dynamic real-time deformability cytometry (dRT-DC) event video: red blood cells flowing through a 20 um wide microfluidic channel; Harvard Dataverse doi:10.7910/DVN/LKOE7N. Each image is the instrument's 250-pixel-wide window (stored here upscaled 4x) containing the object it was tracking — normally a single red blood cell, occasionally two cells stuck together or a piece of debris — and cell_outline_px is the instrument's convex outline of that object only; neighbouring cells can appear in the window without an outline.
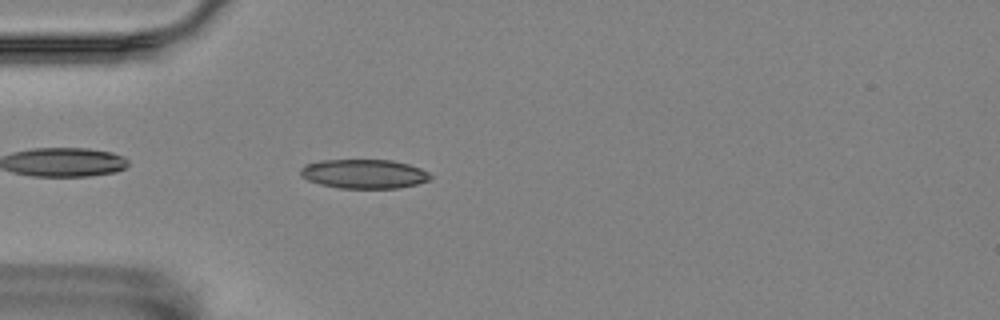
{"species": "Egyptian fruit bat (a non-hibernating species)", "species_latin": "Rousettus aegyptiacus", "temperature_condition": "room temperature", "stored_images_in_passage": 44, "camera_frame_rate_fps": 3000, "um_per_image_px": 0.085, "animal": {"sex": "female"}, "frame": {"image": 1, "passage_image": 4, "time_ms": 1.0, "image_size_px": [1000, 320], "cell_outline_px": [[432, 176], [428, 180], [416, 184], [396, 188], [340, 188], [320, 184], [308, 180], [300, 176], [300, 168], [304, 164], [320, 160], [392, 160], [408, 164], [420, 168], [428, 172]], "centroid_in_image_um": [30.9, 14.77], "position_along_channel_um": 54.1, "area_um2": 22.08}}
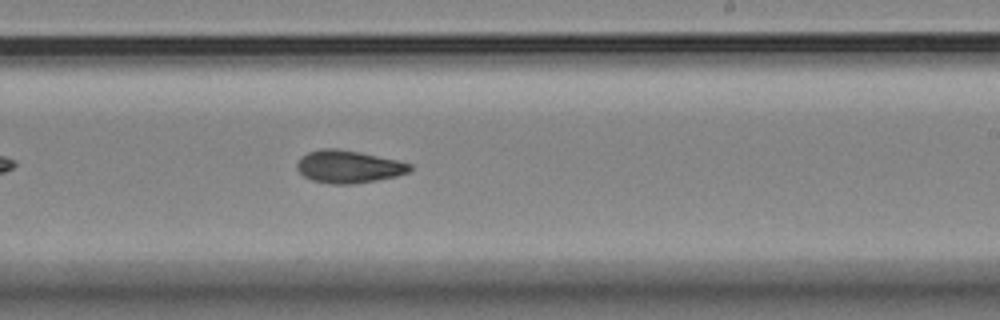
{"frame": {"image": 2, "passage_image": 22, "time_ms": 7.0, "image_size_px": [1000, 320], "cell_outline_px": [[412, 172], [396, 176], [376, 180], [352, 184], [328, 184], [312, 180], [304, 176], [296, 168], [296, 164], [300, 156], [308, 152], [320, 148], [336, 148], [360, 152], [396, 160], [412, 164]], "centroid_in_image_um": [29.61, 14.16], "position_along_channel_um": 259.4, "area_um2": 21.62}}
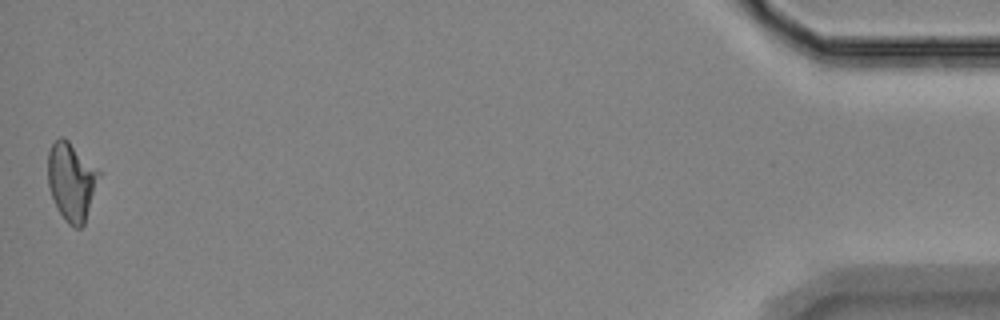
{"frame": {"image": 3, "passage_image": 44, "time_ms": 14.333, "image_size_px": [1000, 320], "cell_outline_px": [[100, 172], [84, 224], [80, 228], [72, 228], [64, 220], [52, 196], [48, 184], [48, 152], [52, 144], [60, 136], [64, 136]], "centroid_in_image_um": [6.04, 15.42], "position_along_channel_um": 429.2, "area_um2": 22.72}, "authors_computed_cell_mechanics": {"area_um2": 21.2704, "velocity_mm_per_s": 3.5292, "shape_relaxation_time_tau1_ms": 4.3026, "shape_relaxation_time_tau2_ms": 5.1053, "deformation_change_tau1": 0.1558, "deformation_change_tau2": 0.1033}}